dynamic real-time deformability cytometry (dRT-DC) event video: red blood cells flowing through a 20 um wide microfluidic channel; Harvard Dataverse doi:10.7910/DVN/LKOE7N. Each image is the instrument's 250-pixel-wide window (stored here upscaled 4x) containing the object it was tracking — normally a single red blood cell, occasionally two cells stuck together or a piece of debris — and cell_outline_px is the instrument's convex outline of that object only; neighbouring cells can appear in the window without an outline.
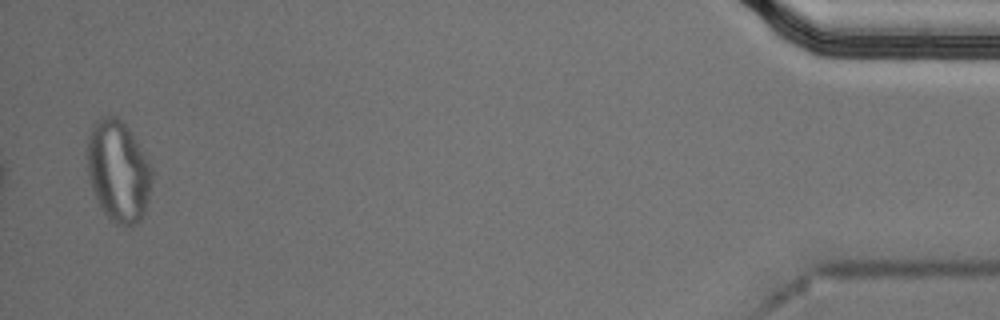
{"species": "Egyptian fruit bat (a non-hibernating species)", "species_latin": "Rousettus aegyptiacus", "temperature_condition": "cold", "stored_images_in_passage": 43, "segment_of_instrument_passage": [2, 2], "camera_frame_rate_fps": 3000, "um_per_image_px": 0.085, "animal": {"sex": "male"}, "frame": {"image": 1, "passage_image": 42, "time_ms": 13.667, "image_size_px": [1000, 320], "cell_outline_px": [[152, 180], [148, 200], [144, 216], [140, 220], [132, 224], [116, 224], [100, 208], [96, 200], [88, 180], [88, 136], [92, 124], [96, 120], [104, 116], [116, 116], [124, 120], [152, 168]], "centroid_in_image_um": [10.04, 14.52], "position_along_channel_um": 425.2, "area_um2": 38.26}}